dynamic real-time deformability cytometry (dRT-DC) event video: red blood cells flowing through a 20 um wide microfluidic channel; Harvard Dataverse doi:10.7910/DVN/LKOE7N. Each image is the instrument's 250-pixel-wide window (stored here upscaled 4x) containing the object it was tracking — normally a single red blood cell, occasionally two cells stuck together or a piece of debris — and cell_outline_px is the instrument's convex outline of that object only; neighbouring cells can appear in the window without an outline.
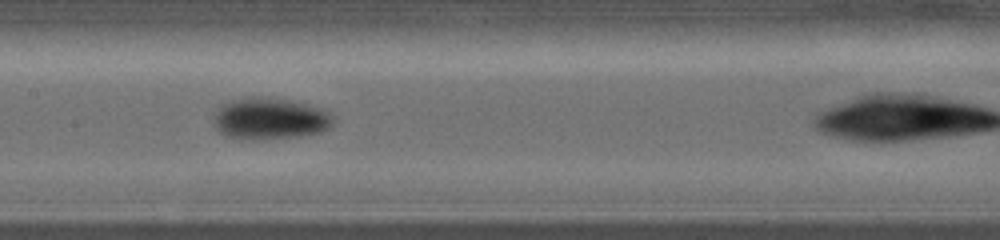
{"species": "common noctule bat (a hibernating species)", "species_latin": "Nyctalus noctula", "temperature_condition": "warm", "stored_images_in_passage": 19, "camera_frame_rate_fps": 5000, "um_per_image_px": 0.085, "animal": {"sex": "female", "body_mass_g": 19.0, "forearm_length_mm": 56.7}, "frame": {"image": 1, "passage_image": 9, "time_ms": 4.8, "image_size_px": [1000, 240], "cell_outline_px": [[336, 120], [324, 132], [300, 136], [252, 140], [228, 136], [220, 132], [216, 128], [216, 112], [224, 104], [232, 100], [252, 96], [268, 96], [308, 104], [320, 108], [328, 112]], "centroid_in_image_um": [23.01, 10.08], "position_along_channel_um": 184.4, "area_um2": 28.9}}
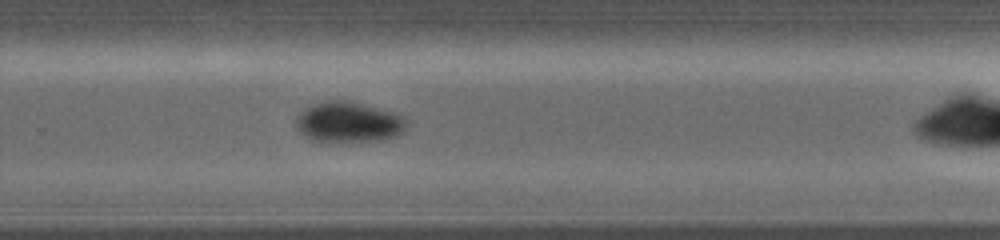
{"frame": {"image": 2, "passage_image": 16, "time_ms": 8.0, "image_size_px": [1000, 240], "cell_outline_px": [[408, 128], [404, 132], [396, 136], [384, 140], [312, 140], [304, 136], [296, 128], [296, 116], [300, 112], [324, 100], [352, 100], [396, 112], [408, 120]], "centroid_in_image_um": [29.7, 10.35], "position_along_channel_um": 300.1, "area_um2": 26.24}}